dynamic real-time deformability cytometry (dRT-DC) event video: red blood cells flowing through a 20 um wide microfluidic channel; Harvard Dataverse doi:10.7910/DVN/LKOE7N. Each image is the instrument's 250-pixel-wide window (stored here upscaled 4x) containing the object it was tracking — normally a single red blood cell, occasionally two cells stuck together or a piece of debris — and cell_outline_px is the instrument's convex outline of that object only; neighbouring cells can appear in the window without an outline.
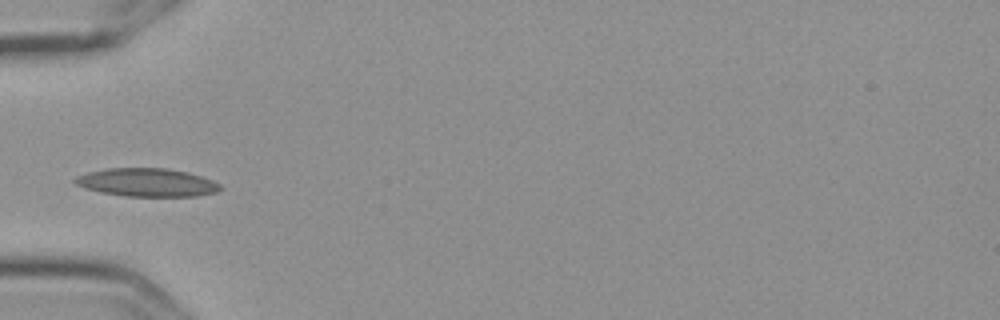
{"species": "Egyptian fruit bat (a non-hibernating species)", "species_latin": "Rousettus aegyptiacus", "temperature_condition": "cold", "stored_images_in_passage": 39, "camera_frame_rate_fps": 3000, "um_per_image_px": 0.085, "frame": {"image": 1, "passage_image": 1, "time_ms": 0.0, "image_size_px": [1000, 320], "cell_outline_px": [[224, 188], [216, 192], [196, 196], [124, 196], [100, 192], [84, 188], [76, 184], [72, 180], [76, 176], [88, 172], [108, 168], [168, 168], [188, 172], [212, 180], [220, 184]], "centroid_in_image_um": [12.48, 15.5], "position_along_channel_um": 72.5, "area_um2": 23.99}}
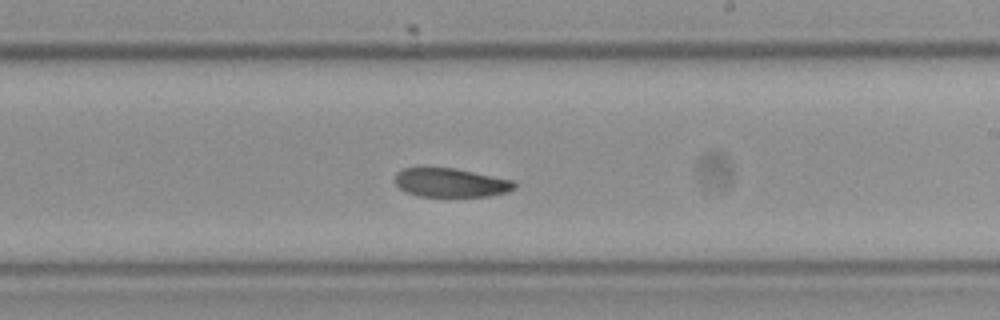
{"frame": {"image": 2, "passage_image": 16, "time_ms": 5.0, "image_size_px": [1000, 320], "cell_outline_px": [[516, 188], [508, 192], [488, 196], [416, 196], [400, 188], [396, 184], [396, 172], [404, 168], [452, 168], [512, 180], [516, 184]], "centroid_in_image_um": [38.32, 15.53], "position_along_channel_um": 250.7, "area_um2": 19.77}}
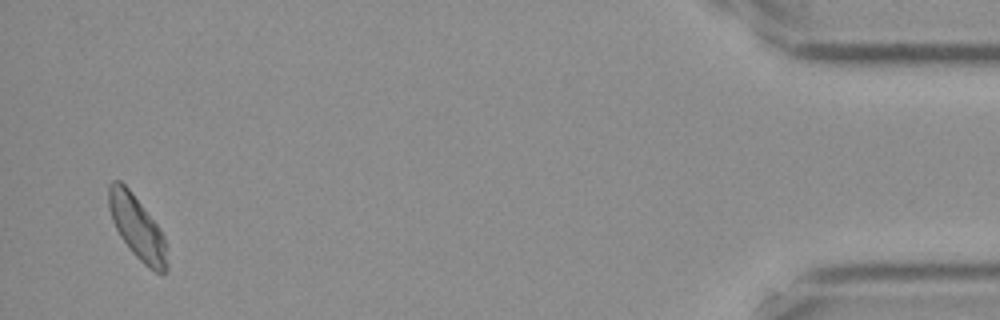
{"frame": {"image": 3, "passage_image": 37, "time_ms": 12.0, "image_size_px": [1000, 320], "cell_outline_px": [[168, 268], [160, 276], [148, 268], [132, 252], [120, 236], [112, 220], [108, 208], [108, 184], [112, 180], [120, 180], [128, 188], [160, 228], [164, 236], [168, 264]], "centroid_in_image_um": [11.66, 19.35], "position_along_channel_um": 423.5, "area_um2": 21.56}, "authors_computed_cell_mechanics": {"area_um2": 21.2126, "velocity_mm_per_s": 3.5656, "shape_relaxation_time_tau1_ms": 5.1242, "shape_relaxation_time_tau2_ms": 7.7947, "deformation_change_tau1": 0.1076, "deformation_change_tau2": 0.1109}}